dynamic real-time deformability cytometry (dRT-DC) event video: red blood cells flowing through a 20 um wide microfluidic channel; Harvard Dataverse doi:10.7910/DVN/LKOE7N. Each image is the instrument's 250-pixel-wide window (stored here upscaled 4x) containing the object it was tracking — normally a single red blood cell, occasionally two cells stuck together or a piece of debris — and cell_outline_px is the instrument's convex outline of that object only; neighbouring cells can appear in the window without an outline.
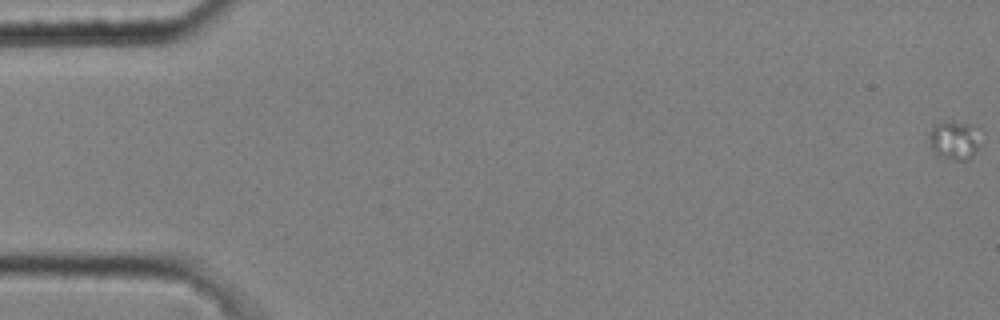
{"species": "common noctule bat (a hibernating species)", "species_latin": "Nyctalus noctula", "temperature_condition": "cold", "stored_images_in_passage": 18, "camera_frame_rate_fps": 3000, "um_per_image_px": 0.085, "animal": {"sex": "male", "body_mass_g": 20.4}, "frame": {"image": 1, "passage_image": 1, "time_ms": 0.0, "image_size_px": [1000, 320], "cell_outline_px": [[980, 148], [968, 160], [952, 160], [936, 156], [928, 144], [928, 136], [932, 124], [936, 120], [952, 120], [980, 124]], "centroid_in_image_um": [81.13, 11.85], "position_along_channel_um": 3.9, "area_um2": 12.95}}